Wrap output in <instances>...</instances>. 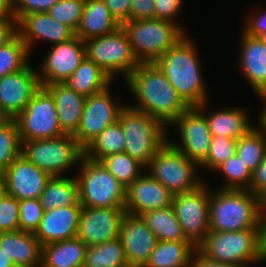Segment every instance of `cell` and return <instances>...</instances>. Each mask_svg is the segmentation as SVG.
Masks as SVG:
<instances>
[{"label": "cell", "mask_w": 266, "mask_h": 267, "mask_svg": "<svg viewBox=\"0 0 266 267\" xmlns=\"http://www.w3.org/2000/svg\"><path fill=\"white\" fill-rule=\"evenodd\" d=\"M124 81L135 99L127 105L168 127L189 108L155 63H141Z\"/></svg>", "instance_id": "6da1fadb"}, {"label": "cell", "mask_w": 266, "mask_h": 267, "mask_svg": "<svg viewBox=\"0 0 266 267\" xmlns=\"http://www.w3.org/2000/svg\"><path fill=\"white\" fill-rule=\"evenodd\" d=\"M196 48L194 40L185 34L155 62L189 107H198L209 100V88L202 75Z\"/></svg>", "instance_id": "7a4b0ae2"}, {"label": "cell", "mask_w": 266, "mask_h": 267, "mask_svg": "<svg viewBox=\"0 0 266 267\" xmlns=\"http://www.w3.org/2000/svg\"><path fill=\"white\" fill-rule=\"evenodd\" d=\"M210 191L209 231L258 229L262 205L249 190Z\"/></svg>", "instance_id": "3957f363"}, {"label": "cell", "mask_w": 266, "mask_h": 267, "mask_svg": "<svg viewBox=\"0 0 266 267\" xmlns=\"http://www.w3.org/2000/svg\"><path fill=\"white\" fill-rule=\"evenodd\" d=\"M118 120L125 137L124 152L145 167L169 140L168 126L127 104L120 111Z\"/></svg>", "instance_id": "277c9868"}, {"label": "cell", "mask_w": 266, "mask_h": 267, "mask_svg": "<svg viewBox=\"0 0 266 267\" xmlns=\"http://www.w3.org/2000/svg\"><path fill=\"white\" fill-rule=\"evenodd\" d=\"M80 165V166H79ZM75 177L83 207H125L126 187L98 161L82 157Z\"/></svg>", "instance_id": "5b68a950"}, {"label": "cell", "mask_w": 266, "mask_h": 267, "mask_svg": "<svg viewBox=\"0 0 266 267\" xmlns=\"http://www.w3.org/2000/svg\"><path fill=\"white\" fill-rule=\"evenodd\" d=\"M140 63H155L186 33L177 24L166 20H129L121 25Z\"/></svg>", "instance_id": "8992f818"}, {"label": "cell", "mask_w": 266, "mask_h": 267, "mask_svg": "<svg viewBox=\"0 0 266 267\" xmlns=\"http://www.w3.org/2000/svg\"><path fill=\"white\" fill-rule=\"evenodd\" d=\"M197 249L209 259L250 267L263 263L259 251L258 229L209 231Z\"/></svg>", "instance_id": "52a82bcc"}, {"label": "cell", "mask_w": 266, "mask_h": 267, "mask_svg": "<svg viewBox=\"0 0 266 267\" xmlns=\"http://www.w3.org/2000/svg\"><path fill=\"white\" fill-rule=\"evenodd\" d=\"M21 154L51 177L66 176L72 166L79 164L84 149L73 134H65L56 138L24 141Z\"/></svg>", "instance_id": "ba28073f"}, {"label": "cell", "mask_w": 266, "mask_h": 267, "mask_svg": "<svg viewBox=\"0 0 266 267\" xmlns=\"http://www.w3.org/2000/svg\"><path fill=\"white\" fill-rule=\"evenodd\" d=\"M198 169L200 167L196 162L167 141L145 170L173 195H177L196 190L205 182L196 174Z\"/></svg>", "instance_id": "9c48e42d"}, {"label": "cell", "mask_w": 266, "mask_h": 267, "mask_svg": "<svg viewBox=\"0 0 266 267\" xmlns=\"http://www.w3.org/2000/svg\"><path fill=\"white\" fill-rule=\"evenodd\" d=\"M84 43L86 57L113 80L119 75L125 80L141 64L122 26L112 33L91 38Z\"/></svg>", "instance_id": "30bf717a"}, {"label": "cell", "mask_w": 266, "mask_h": 267, "mask_svg": "<svg viewBox=\"0 0 266 267\" xmlns=\"http://www.w3.org/2000/svg\"><path fill=\"white\" fill-rule=\"evenodd\" d=\"M14 119L21 142L56 138L66 134L59 124L54 99L42 86Z\"/></svg>", "instance_id": "8fae6325"}, {"label": "cell", "mask_w": 266, "mask_h": 267, "mask_svg": "<svg viewBox=\"0 0 266 267\" xmlns=\"http://www.w3.org/2000/svg\"><path fill=\"white\" fill-rule=\"evenodd\" d=\"M204 182L196 190L173 196L172 207L186 239L197 248L209 233L210 190Z\"/></svg>", "instance_id": "7c38bea8"}, {"label": "cell", "mask_w": 266, "mask_h": 267, "mask_svg": "<svg viewBox=\"0 0 266 267\" xmlns=\"http://www.w3.org/2000/svg\"><path fill=\"white\" fill-rule=\"evenodd\" d=\"M111 89L110 85L86 97L79 128L73 134L83 149L105 128L116 122L120 111L126 106L111 96Z\"/></svg>", "instance_id": "4fadbf2b"}, {"label": "cell", "mask_w": 266, "mask_h": 267, "mask_svg": "<svg viewBox=\"0 0 266 267\" xmlns=\"http://www.w3.org/2000/svg\"><path fill=\"white\" fill-rule=\"evenodd\" d=\"M169 126L178 130L180 142L168 140L175 148L200 165L208 156L212 139L206 116L198 107H189Z\"/></svg>", "instance_id": "5bb4252c"}, {"label": "cell", "mask_w": 266, "mask_h": 267, "mask_svg": "<svg viewBox=\"0 0 266 267\" xmlns=\"http://www.w3.org/2000/svg\"><path fill=\"white\" fill-rule=\"evenodd\" d=\"M86 57L85 43L78 36L54 44L41 61L37 75L41 86L64 82Z\"/></svg>", "instance_id": "9a60e30c"}, {"label": "cell", "mask_w": 266, "mask_h": 267, "mask_svg": "<svg viewBox=\"0 0 266 267\" xmlns=\"http://www.w3.org/2000/svg\"><path fill=\"white\" fill-rule=\"evenodd\" d=\"M124 207H83L78 224L77 237L87 246L111 241L119 237Z\"/></svg>", "instance_id": "2e32d148"}, {"label": "cell", "mask_w": 266, "mask_h": 267, "mask_svg": "<svg viewBox=\"0 0 266 267\" xmlns=\"http://www.w3.org/2000/svg\"><path fill=\"white\" fill-rule=\"evenodd\" d=\"M41 84L30 64L0 79V105L9 118L17 117L30 102Z\"/></svg>", "instance_id": "e0dca14e"}, {"label": "cell", "mask_w": 266, "mask_h": 267, "mask_svg": "<svg viewBox=\"0 0 266 267\" xmlns=\"http://www.w3.org/2000/svg\"><path fill=\"white\" fill-rule=\"evenodd\" d=\"M119 238L129 267H144L158 243L141 216L127 212L121 222Z\"/></svg>", "instance_id": "ac0fdd59"}, {"label": "cell", "mask_w": 266, "mask_h": 267, "mask_svg": "<svg viewBox=\"0 0 266 267\" xmlns=\"http://www.w3.org/2000/svg\"><path fill=\"white\" fill-rule=\"evenodd\" d=\"M3 173L6 180V193L17 200L40 198L51 178L22 154L15 158Z\"/></svg>", "instance_id": "d6986e66"}, {"label": "cell", "mask_w": 266, "mask_h": 267, "mask_svg": "<svg viewBox=\"0 0 266 267\" xmlns=\"http://www.w3.org/2000/svg\"><path fill=\"white\" fill-rule=\"evenodd\" d=\"M17 30L31 54L38 41L44 40L54 45L69 41L75 36L69 27L53 19L48 12L23 15L17 21Z\"/></svg>", "instance_id": "ffe728a7"}, {"label": "cell", "mask_w": 266, "mask_h": 267, "mask_svg": "<svg viewBox=\"0 0 266 267\" xmlns=\"http://www.w3.org/2000/svg\"><path fill=\"white\" fill-rule=\"evenodd\" d=\"M173 194L148 172L126 188L125 211L138 215L172 206Z\"/></svg>", "instance_id": "44dd1931"}, {"label": "cell", "mask_w": 266, "mask_h": 267, "mask_svg": "<svg viewBox=\"0 0 266 267\" xmlns=\"http://www.w3.org/2000/svg\"><path fill=\"white\" fill-rule=\"evenodd\" d=\"M82 208L83 206L78 202L74 206L45 211L34 233L35 237L42 246L77 237Z\"/></svg>", "instance_id": "7402d4cb"}, {"label": "cell", "mask_w": 266, "mask_h": 267, "mask_svg": "<svg viewBox=\"0 0 266 267\" xmlns=\"http://www.w3.org/2000/svg\"><path fill=\"white\" fill-rule=\"evenodd\" d=\"M238 66L255 94L266 89V43L243 30L240 33Z\"/></svg>", "instance_id": "603a6c76"}, {"label": "cell", "mask_w": 266, "mask_h": 267, "mask_svg": "<svg viewBox=\"0 0 266 267\" xmlns=\"http://www.w3.org/2000/svg\"><path fill=\"white\" fill-rule=\"evenodd\" d=\"M208 103V101L204 102L198 108L205 114L212 136L228 137L238 140L255 127L251 124V116H249L248 113L250 112L248 110L232 106L208 111Z\"/></svg>", "instance_id": "cb8c5ba5"}, {"label": "cell", "mask_w": 266, "mask_h": 267, "mask_svg": "<svg viewBox=\"0 0 266 267\" xmlns=\"http://www.w3.org/2000/svg\"><path fill=\"white\" fill-rule=\"evenodd\" d=\"M0 247L10 256L15 267H41L42 244L33 233L2 232Z\"/></svg>", "instance_id": "d4e9b609"}, {"label": "cell", "mask_w": 266, "mask_h": 267, "mask_svg": "<svg viewBox=\"0 0 266 267\" xmlns=\"http://www.w3.org/2000/svg\"><path fill=\"white\" fill-rule=\"evenodd\" d=\"M53 97L59 124L66 134H74L79 128L86 97L63 83L43 86Z\"/></svg>", "instance_id": "484cf974"}, {"label": "cell", "mask_w": 266, "mask_h": 267, "mask_svg": "<svg viewBox=\"0 0 266 267\" xmlns=\"http://www.w3.org/2000/svg\"><path fill=\"white\" fill-rule=\"evenodd\" d=\"M119 27L121 25L103 0H85L83 15L75 35L86 41L112 33Z\"/></svg>", "instance_id": "4316f807"}, {"label": "cell", "mask_w": 266, "mask_h": 267, "mask_svg": "<svg viewBox=\"0 0 266 267\" xmlns=\"http://www.w3.org/2000/svg\"><path fill=\"white\" fill-rule=\"evenodd\" d=\"M87 247L78 237L43 245L41 267H83Z\"/></svg>", "instance_id": "83f0119b"}, {"label": "cell", "mask_w": 266, "mask_h": 267, "mask_svg": "<svg viewBox=\"0 0 266 267\" xmlns=\"http://www.w3.org/2000/svg\"><path fill=\"white\" fill-rule=\"evenodd\" d=\"M62 83L78 94L89 97L112 85L114 80L95 62L85 57L80 66Z\"/></svg>", "instance_id": "f1b7e54d"}, {"label": "cell", "mask_w": 266, "mask_h": 267, "mask_svg": "<svg viewBox=\"0 0 266 267\" xmlns=\"http://www.w3.org/2000/svg\"><path fill=\"white\" fill-rule=\"evenodd\" d=\"M39 199L44 211L76 205L79 202L76 177H51Z\"/></svg>", "instance_id": "f546056e"}, {"label": "cell", "mask_w": 266, "mask_h": 267, "mask_svg": "<svg viewBox=\"0 0 266 267\" xmlns=\"http://www.w3.org/2000/svg\"><path fill=\"white\" fill-rule=\"evenodd\" d=\"M195 250L189 241H158L144 267H189Z\"/></svg>", "instance_id": "4dcf8cb0"}, {"label": "cell", "mask_w": 266, "mask_h": 267, "mask_svg": "<svg viewBox=\"0 0 266 267\" xmlns=\"http://www.w3.org/2000/svg\"><path fill=\"white\" fill-rule=\"evenodd\" d=\"M140 216L158 241H188L172 206L147 211Z\"/></svg>", "instance_id": "1f68e13d"}, {"label": "cell", "mask_w": 266, "mask_h": 267, "mask_svg": "<svg viewBox=\"0 0 266 267\" xmlns=\"http://www.w3.org/2000/svg\"><path fill=\"white\" fill-rule=\"evenodd\" d=\"M125 137L119 120L105 128L85 148L84 156L100 162L104 157L124 152Z\"/></svg>", "instance_id": "d6a6232c"}, {"label": "cell", "mask_w": 266, "mask_h": 267, "mask_svg": "<svg viewBox=\"0 0 266 267\" xmlns=\"http://www.w3.org/2000/svg\"><path fill=\"white\" fill-rule=\"evenodd\" d=\"M83 267H129L120 238L88 246Z\"/></svg>", "instance_id": "836d02e7"}, {"label": "cell", "mask_w": 266, "mask_h": 267, "mask_svg": "<svg viewBox=\"0 0 266 267\" xmlns=\"http://www.w3.org/2000/svg\"><path fill=\"white\" fill-rule=\"evenodd\" d=\"M253 172L266 157V131L253 127L237 140L236 153Z\"/></svg>", "instance_id": "e575fe53"}, {"label": "cell", "mask_w": 266, "mask_h": 267, "mask_svg": "<svg viewBox=\"0 0 266 267\" xmlns=\"http://www.w3.org/2000/svg\"><path fill=\"white\" fill-rule=\"evenodd\" d=\"M100 162L126 188L146 171L144 165L125 152L108 155Z\"/></svg>", "instance_id": "d590c367"}, {"label": "cell", "mask_w": 266, "mask_h": 267, "mask_svg": "<svg viewBox=\"0 0 266 267\" xmlns=\"http://www.w3.org/2000/svg\"><path fill=\"white\" fill-rule=\"evenodd\" d=\"M30 51L17 34L10 42L0 46V79L30 64Z\"/></svg>", "instance_id": "8d00e7d4"}, {"label": "cell", "mask_w": 266, "mask_h": 267, "mask_svg": "<svg viewBox=\"0 0 266 267\" xmlns=\"http://www.w3.org/2000/svg\"><path fill=\"white\" fill-rule=\"evenodd\" d=\"M214 172L221 174L224 179L219 189L249 190L252 172L237 154L232 155Z\"/></svg>", "instance_id": "74e56055"}, {"label": "cell", "mask_w": 266, "mask_h": 267, "mask_svg": "<svg viewBox=\"0 0 266 267\" xmlns=\"http://www.w3.org/2000/svg\"><path fill=\"white\" fill-rule=\"evenodd\" d=\"M22 142L15 119L0 124V172H4L13 160L21 155Z\"/></svg>", "instance_id": "f35d334b"}, {"label": "cell", "mask_w": 266, "mask_h": 267, "mask_svg": "<svg viewBox=\"0 0 266 267\" xmlns=\"http://www.w3.org/2000/svg\"><path fill=\"white\" fill-rule=\"evenodd\" d=\"M237 140L212 136L208 156L199 165L200 169L214 172L220 165L236 153Z\"/></svg>", "instance_id": "ab89813d"}, {"label": "cell", "mask_w": 266, "mask_h": 267, "mask_svg": "<svg viewBox=\"0 0 266 267\" xmlns=\"http://www.w3.org/2000/svg\"><path fill=\"white\" fill-rule=\"evenodd\" d=\"M84 5L85 0H59L48 10V14L76 34L83 15Z\"/></svg>", "instance_id": "60d3db41"}, {"label": "cell", "mask_w": 266, "mask_h": 267, "mask_svg": "<svg viewBox=\"0 0 266 267\" xmlns=\"http://www.w3.org/2000/svg\"><path fill=\"white\" fill-rule=\"evenodd\" d=\"M19 209V231L34 234L45 212L42 208L40 199L33 198L19 200Z\"/></svg>", "instance_id": "b9f144b4"}, {"label": "cell", "mask_w": 266, "mask_h": 267, "mask_svg": "<svg viewBox=\"0 0 266 267\" xmlns=\"http://www.w3.org/2000/svg\"><path fill=\"white\" fill-rule=\"evenodd\" d=\"M19 200L6 194L0 199V233L19 231Z\"/></svg>", "instance_id": "7bdbcfd3"}, {"label": "cell", "mask_w": 266, "mask_h": 267, "mask_svg": "<svg viewBox=\"0 0 266 267\" xmlns=\"http://www.w3.org/2000/svg\"><path fill=\"white\" fill-rule=\"evenodd\" d=\"M183 4L184 0H154L155 18L175 23L186 33L187 30L177 20L184 8Z\"/></svg>", "instance_id": "ee69618b"}, {"label": "cell", "mask_w": 266, "mask_h": 267, "mask_svg": "<svg viewBox=\"0 0 266 267\" xmlns=\"http://www.w3.org/2000/svg\"><path fill=\"white\" fill-rule=\"evenodd\" d=\"M59 0H14V17L17 21L26 14L48 12Z\"/></svg>", "instance_id": "f6af8a7d"}, {"label": "cell", "mask_w": 266, "mask_h": 267, "mask_svg": "<svg viewBox=\"0 0 266 267\" xmlns=\"http://www.w3.org/2000/svg\"><path fill=\"white\" fill-rule=\"evenodd\" d=\"M249 191H251L262 206L266 205V157L252 172Z\"/></svg>", "instance_id": "bcb514c9"}, {"label": "cell", "mask_w": 266, "mask_h": 267, "mask_svg": "<svg viewBox=\"0 0 266 267\" xmlns=\"http://www.w3.org/2000/svg\"><path fill=\"white\" fill-rule=\"evenodd\" d=\"M252 13V14H251ZM258 13V14H257ZM244 17V27L242 30L255 37H260L262 34L266 33V10L260 12H250V14Z\"/></svg>", "instance_id": "7dc6e473"}, {"label": "cell", "mask_w": 266, "mask_h": 267, "mask_svg": "<svg viewBox=\"0 0 266 267\" xmlns=\"http://www.w3.org/2000/svg\"><path fill=\"white\" fill-rule=\"evenodd\" d=\"M154 0H131L129 20L154 19Z\"/></svg>", "instance_id": "c3c4849f"}, {"label": "cell", "mask_w": 266, "mask_h": 267, "mask_svg": "<svg viewBox=\"0 0 266 267\" xmlns=\"http://www.w3.org/2000/svg\"><path fill=\"white\" fill-rule=\"evenodd\" d=\"M117 22L122 25L129 21L131 0H103Z\"/></svg>", "instance_id": "681fc988"}, {"label": "cell", "mask_w": 266, "mask_h": 267, "mask_svg": "<svg viewBox=\"0 0 266 267\" xmlns=\"http://www.w3.org/2000/svg\"><path fill=\"white\" fill-rule=\"evenodd\" d=\"M18 34L15 17L0 16V46L6 45Z\"/></svg>", "instance_id": "f907efd6"}, {"label": "cell", "mask_w": 266, "mask_h": 267, "mask_svg": "<svg viewBox=\"0 0 266 267\" xmlns=\"http://www.w3.org/2000/svg\"><path fill=\"white\" fill-rule=\"evenodd\" d=\"M189 267H239L234 264L214 261L206 258L197 248L192 256Z\"/></svg>", "instance_id": "816d5d0a"}, {"label": "cell", "mask_w": 266, "mask_h": 267, "mask_svg": "<svg viewBox=\"0 0 266 267\" xmlns=\"http://www.w3.org/2000/svg\"><path fill=\"white\" fill-rule=\"evenodd\" d=\"M259 251L266 262V205L262 207L258 222Z\"/></svg>", "instance_id": "f5cc1de1"}, {"label": "cell", "mask_w": 266, "mask_h": 267, "mask_svg": "<svg viewBox=\"0 0 266 267\" xmlns=\"http://www.w3.org/2000/svg\"><path fill=\"white\" fill-rule=\"evenodd\" d=\"M256 95L263 101L262 103H264L257 118V128L266 131V89L261 90Z\"/></svg>", "instance_id": "db71d44e"}, {"label": "cell", "mask_w": 266, "mask_h": 267, "mask_svg": "<svg viewBox=\"0 0 266 267\" xmlns=\"http://www.w3.org/2000/svg\"><path fill=\"white\" fill-rule=\"evenodd\" d=\"M0 16L14 17V0H0Z\"/></svg>", "instance_id": "11a10c76"}, {"label": "cell", "mask_w": 266, "mask_h": 267, "mask_svg": "<svg viewBox=\"0 0 266 267\" xmlns=\"http://www.w3.org/2000/svg\"><path fill=\"white\" fill-rule=\"evenodd\" d=\"M0 267H15L10 256L0 247Z\"/></svg>", "instance_id": "9f6ffc18"}, {"label": "cell", "mask_w": 266, "mask_h": 267, "mask_svg": "<svg viewBox=\"0 0 266 267\" xmlns=\"http://www.w3.org/2000/svg\"><path fill=\"white\" fill-rule=\"evenodd\" d=\"M6 180L3 172H0V199L6 195Z\"/></svg>", "instance_id": "6f0895ef"}, {"label": "cell", "mask_w": 266, "mask_h": 267, "mask_svg": "<svg viewBox=\"0 0 266 267\" xmlns=\"http://www.w3.org/2000/svg\"><path fill=\"white\" fill-rule=\"evenodd\" d=\"M10 118L8 117V115L3 111V109L1 108L0 105V124L5 123L6 121H8Z\"/></svg>", "instance_id": "680465c9"}, {"label": "cell", "mask_w": 266, "mask_h": 267, "mask_svg": "<svg viewBox=\"0 0 266 267\" xmlns=\"http://www.w3.org/2000/svg\"><path fill=\"white\" fill-rule=\"evenodd\" d=\"M259 38L266 43V33L262 34Z\"/></svg>", "instance_id": "91938a15"}]
</instances>
